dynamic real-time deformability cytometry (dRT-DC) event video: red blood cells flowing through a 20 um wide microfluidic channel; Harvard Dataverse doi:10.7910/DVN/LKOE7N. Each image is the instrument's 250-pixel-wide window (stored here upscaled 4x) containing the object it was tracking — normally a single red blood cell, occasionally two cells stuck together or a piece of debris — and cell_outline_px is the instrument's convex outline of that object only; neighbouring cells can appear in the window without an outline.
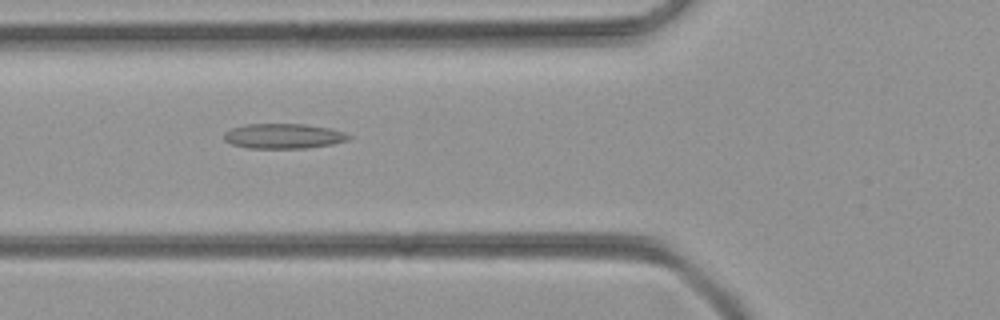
{"species": "common noctule bat (a hibernating species)", "species_latin": "Nyctalus noctula", "temperature_condition": "room temperature", "stored_images_in_passage": 29, "camera_frame_rate_fps": 3000, "um_per_image_px": 0.085, "animal": {"sex": "female", "body_mass_g": 21.9}, "frame": {"image": 1, "passage_image": 6, "time_ms": 1.667, "image_size_px": [1000, 320], "cell_outline_px": [[352, 136], [348, 140], [332, 144], [308, 148], [248, 148], [232, 144], [224, 140], [224, 132], [232, 128], [248, 124], [304, 124], [332, 128], [344, 132]], "centroid_in_image_um": [24.12, 11.57], "position_along_channel_um": 101.7, "area_um2": 18.21}}
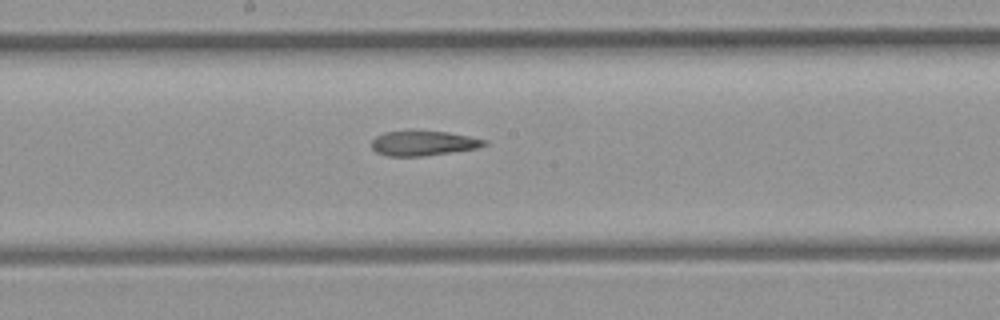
{"frame": {"image": 2, "passage_image": 14, "time_ms": 4.333, "image_size_px": [1000, 320], "cell_outline_px": [[488, 144], [476, 148], [420, 156], [388, 156], [376, 152], [372, 148], [372, 140], [376, 136], [384, 132], [408, 128], [448, 132], [488, 140]], "centroid_in_image_um": [35.93, 12.12], "position_along_channel_um": 212.3, "area_um2": 16.76}}
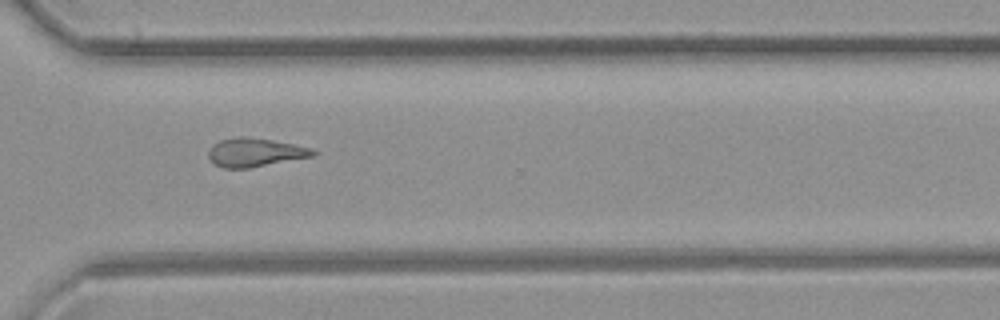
{"frame": {"image": 3, "passage_image": 24, "time_ms": 7.667, "image_size_px": [1000, 320], "cell_outline_px": [[320, 152], [316, 156], [248, 168], [224, 168], [212, 164], [208, 156], [208, 152], [212, 144], [220, 140], [240, 136], [272, 140], [312, 148]], "centroid_in_image_um": [21.69, 12.96], "position_along_channel_um": 348.9, "area_um2": 17.57}}